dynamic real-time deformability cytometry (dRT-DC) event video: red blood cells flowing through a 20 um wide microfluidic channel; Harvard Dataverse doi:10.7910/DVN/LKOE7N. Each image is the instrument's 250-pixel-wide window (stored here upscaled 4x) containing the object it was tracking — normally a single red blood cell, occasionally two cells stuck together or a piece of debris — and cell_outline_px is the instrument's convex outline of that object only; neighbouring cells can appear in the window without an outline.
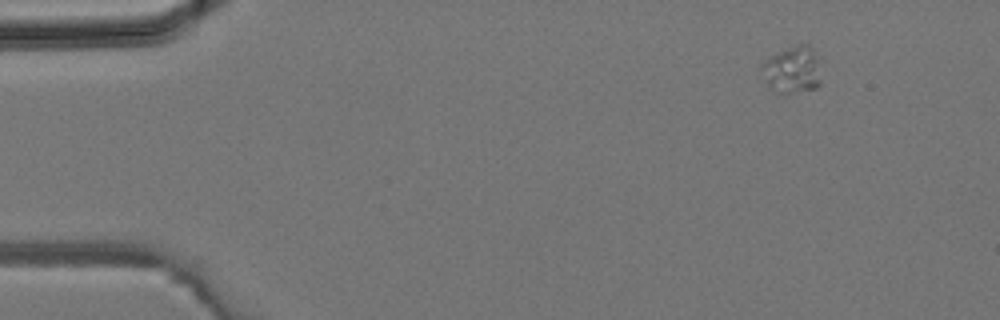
{"species": "common noctule bat (a hibernating species)", "species_latin": "Nyctalus noctula", "temperature_condition": "room temperature", "stored_images_in_passage": 4, "camera_frame_rate_fps": 3000, "um_per_image_px": 0.085, "animal": {"sex": "male", "body_mass_g": 19.2, "forearm_length_mm": 51.8}, "frame": {"image": 1, "passage_image": 1, "time_ms": 0.0, "image_size_px": [1000, 320], "cell_outline_px": [[820, 84], [816, 88], [792, 92], [780, 92], [768, 88], [760, 68], [760, 64], [772, 56], [796, 44], [812, 44], [816, 60], [820, 80]], "centroid_in_image_um": [67.32, 5.92], "position_along_channel_um": 17.7, "area_um2": 15.9}}
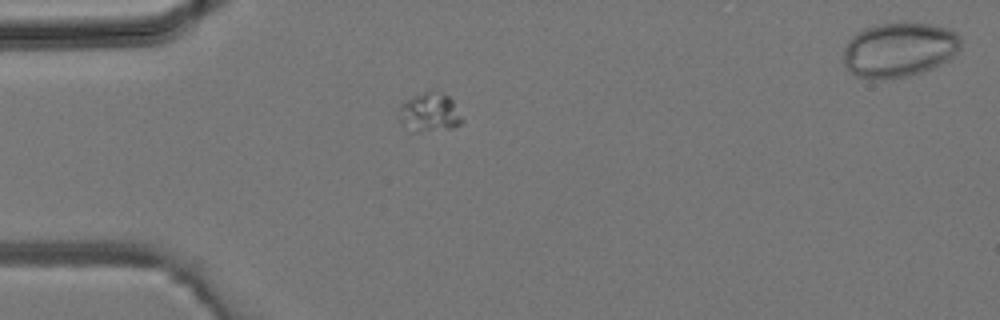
{"frame": {"image": 2, "passage_image": 3, "time_ms": 0.667, "image_size_px": [1000, 320], "cell_outline_px": [[464, 120], [460, 124], [452, 128], [416, 132], [412, 132], [400, 120], [400, 104], [412, 96], [428, 88], [436, 88], [448, 96], [452, 100]], "centroid_in_image_um": [36.53, 9.49], "position_along_channel_um": 48.5, "area_um2": 14.62}}